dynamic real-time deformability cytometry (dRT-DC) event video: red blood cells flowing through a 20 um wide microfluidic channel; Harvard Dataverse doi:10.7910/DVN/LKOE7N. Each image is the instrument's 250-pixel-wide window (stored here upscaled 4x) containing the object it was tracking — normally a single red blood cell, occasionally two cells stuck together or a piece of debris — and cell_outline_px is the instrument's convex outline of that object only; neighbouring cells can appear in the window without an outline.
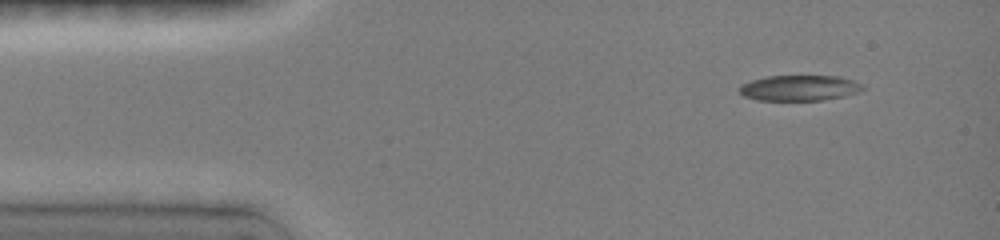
{"species": "common noctule bat (a hibernating species)", "species_latin": "Nyctalus noctula", "temperature_condition": "room temperature", "stored_images_in_passage": 11, "camera_frame_rate_fps": 3000, "um_per_image_px": 0.085, "animal": {"sex": "female", "body_mass_g": 19.0, "forearm_length_mm": 51.5}, "frame": {"image": 1, "passage_image": 1, "time_ms": 0.0, "image_size_px": [1000, 240], "cell_outline_px": [[864, 88], [860, 92], [844, 96], [820, 100], [756, 100], [744, 96], [736, 88], [740, 84], [752, 80], [768, 76], [840, 76], [864, 84]], "centroid_in_image_um": [67.94, 7.47], "position_along_channel_um": 17.1, "area_um2": 18.5}}
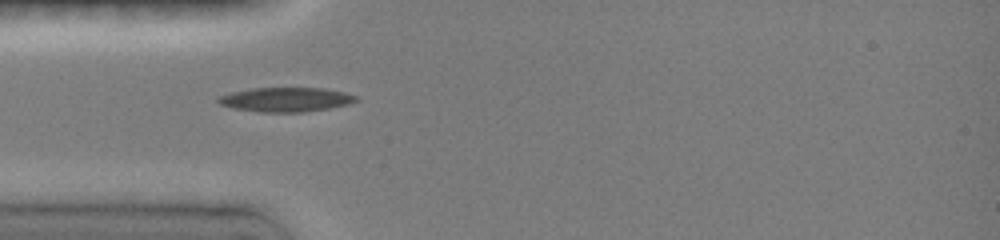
{"frame": {"image": 2, "passage_image": 4, "time_ms": 3.0, "image_size_px": [1000, 240], "cell_outline_px": [[360, 100], [348, 104], [328, 108], [304, 112], [260, 112], [232, 108], [220, 104], [216, 100], [220, 96], [232, 92], [252, 88], [320, 88], [344, 92], [356, 96]], "centroid_in_image_um": [24.29, 8.46], "position_along_channel_um": 60.7, "area_um2": 19.42}}
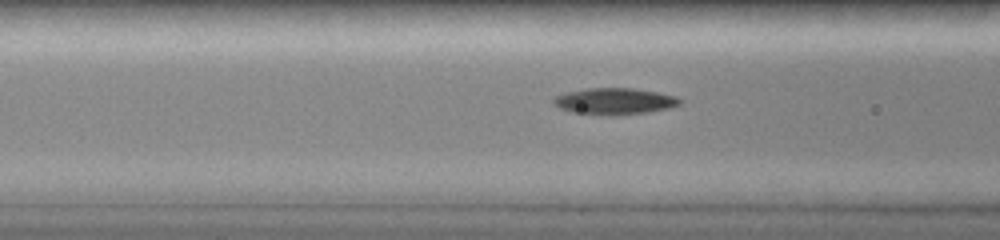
{"frame": {"image": 3, "passage_image": 7, "time_ms": 4.333, "image_size_px": [1000, 240], "cell_outline_px": [[680, 104], [668, 108], [648, 112], [612, 116], [608, 116], [572, 112], [560, 108], [552, 100], [556, 96], [568, 92], [588, 88], [632, 88], [656, 92], [676, 96], [680, 100]], "centroid_in_image_um": [52.23, 8.61], "position_along_channel_um": 114.4, "area_um2": 19.31}}